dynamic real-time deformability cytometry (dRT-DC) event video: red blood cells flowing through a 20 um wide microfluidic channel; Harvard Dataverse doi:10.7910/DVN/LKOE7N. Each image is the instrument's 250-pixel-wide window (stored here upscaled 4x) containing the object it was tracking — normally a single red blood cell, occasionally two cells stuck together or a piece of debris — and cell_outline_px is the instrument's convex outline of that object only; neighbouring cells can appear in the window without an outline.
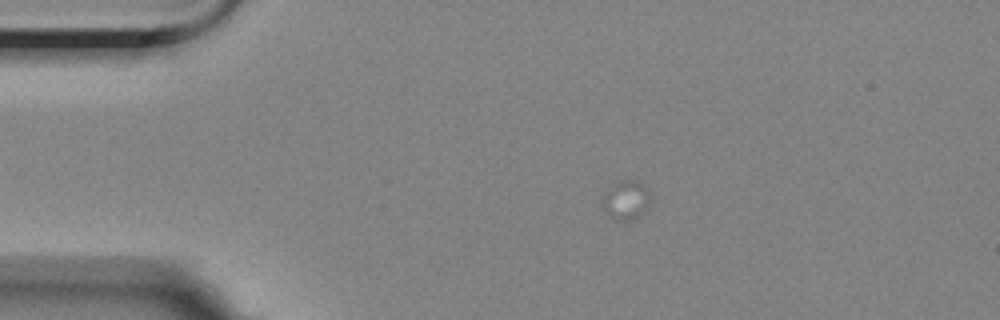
{"species": "Egyptian fruit bat (a non-hibernating species)", "species_latin": "Rousettus aegyptiacus", "temperature_condition": "room temperature", "stored_images_in_passage": 10, "camera_frame_rate_fps": 3000, "um_per_image_px": 0.085, "animal": {"sex": "female"}, "frame": {"image": 1, "passage_image": 1, "time_ms": 0.0, "image_size_px": [1000, 320], "cell_outline_px": [[648, 200], [644, 212], [628, 220], [612, 216], [604, 208], [604, 196], [608, 188], [620, 180], [636, 180], [648, 188]], "centroid_in_image_um": [53.23, 16.93], "position_along_channel_um": 31.8, "area_um2": 10.12}}